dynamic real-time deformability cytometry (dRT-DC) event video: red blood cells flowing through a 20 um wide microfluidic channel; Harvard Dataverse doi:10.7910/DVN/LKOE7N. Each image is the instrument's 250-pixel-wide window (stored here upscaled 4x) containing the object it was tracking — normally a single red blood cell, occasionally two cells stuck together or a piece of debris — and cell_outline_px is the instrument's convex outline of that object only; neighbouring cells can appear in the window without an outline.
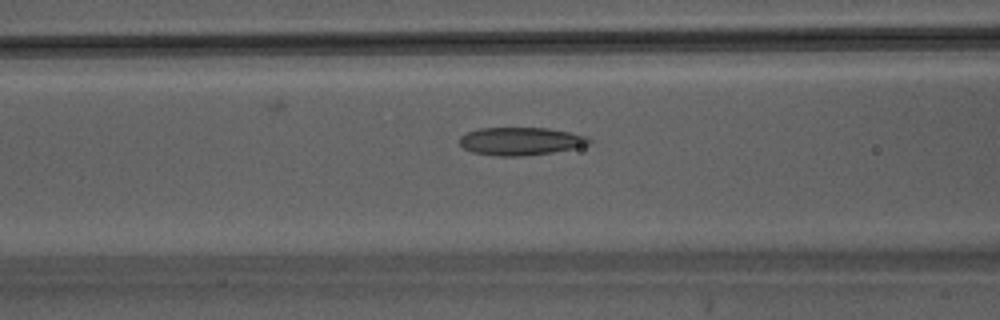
{"species": "Egyptian fruit bat (a non-hibernating species)", "species_latin": "Rousettus aegyptiacus", "temperature_condition": "warm", "stored_images_in_passage": 21, "camera_frame_rate_fps": 3000, "um_per_image_px": 0.085, "animal": {"sex": "male"}, "frame": {"image": 1, "passage_image": 6, "time_ms": 1.667, "image_size_px": [1000, 320], "cell_outline_px": [[592, 140], [588, 144], [572, 148], [552, 152], [524, 156], [500, 156], [472, 152], [464, 148], [460, 144], [460, 136], [468, 132], [480, 128], [548, 128], [588, 136]], "centroid_in_image_um": [44.24, 12.0], "position_along_channel_um": 122.4, "area_um2": 20.87}}
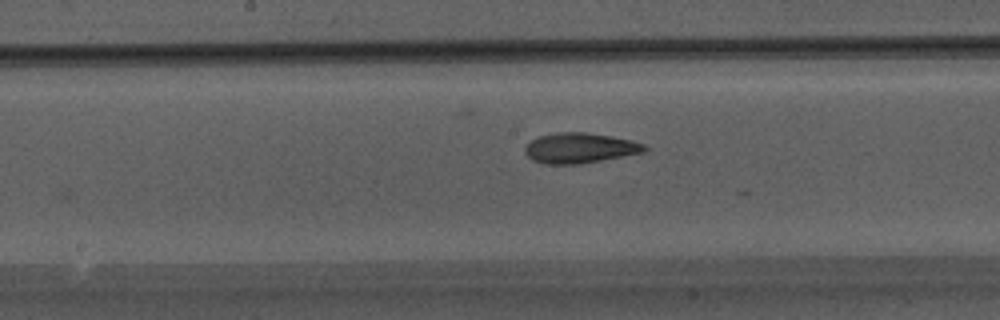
{"frame": {"image": 2, "passage_image": 11, "time_ms": 3.333, "image_size_px": [1000, 320], "cell_outline_px": [[648, 148], [644, 152], [600, 160], [576, 164], [544, 164], [532, 160], [524, 152], [524, 148], [532, 140], [540, 136], [560, 132], [584, 132], [608, 136], [628, 140], [644, 144]], "centroid_in_image_um": [49.24, 12.59], "position_along_channel_um": 199.0, "area_um2": 20.63}}
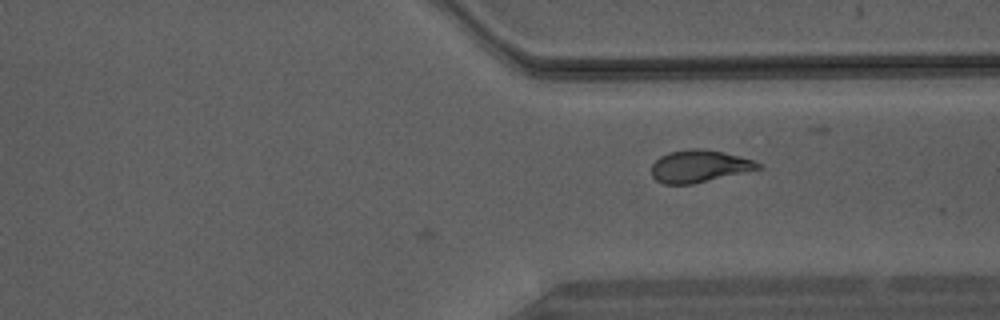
{"frame": {"image": 3, "passage_image": 21, "time_ms": 6.667, "image_size_px": [1000, 320], "cell_outline_px": [[760, 168], [692, 184], [664, 184], [656, 180], [652, 176], [652, 164], [660, 156], [668, 152], [688, 148], [704, 148], [724, 152], [740, 156], [752, 160], [760, 164]], "centroid_in_image_um": [59.38, 14.11], "position_along_channel_um": 352.0, "area_um2": 19.88}}